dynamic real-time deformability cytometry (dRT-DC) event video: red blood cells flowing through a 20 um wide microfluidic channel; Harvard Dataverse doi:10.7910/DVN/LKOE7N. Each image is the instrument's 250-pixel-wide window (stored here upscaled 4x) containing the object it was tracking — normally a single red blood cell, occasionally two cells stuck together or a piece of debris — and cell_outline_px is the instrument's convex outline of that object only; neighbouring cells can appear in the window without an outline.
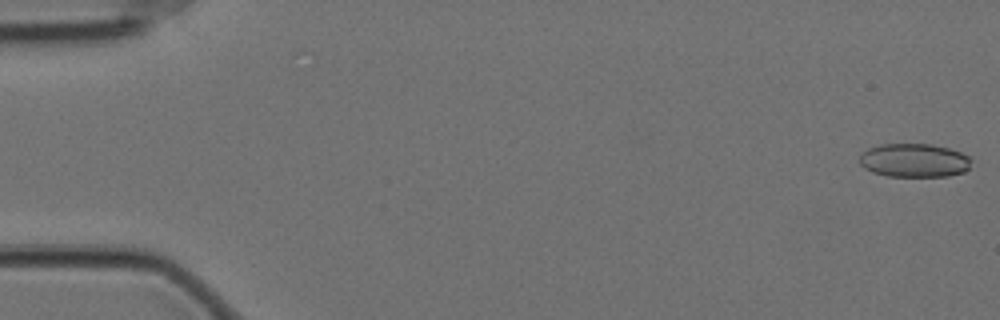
{"species": "Egyptian fruit bat (a non-hibernating species)", "species_latin": "Rousettus aegyptiacus", "temperature_condition": "cold", "stored_images_in_passage": 58, "camera_frame_rate_fps": 3000, "um_per_image_px": 0.085, "animal": {"sex": "female"}, "frame": {"image": 1, "passage_image": 1, "time_ms": 0.0, "image_size_px": [1000, 320], "cell_outline_px": [[972, 160], [968, 168], [964, 172], [948, 176], [888, 176], [872, 172], [864, 168], [860, 164], [860, 156], [868, 148], [880, 144], [932, 144], [948, 148], [960, 152], [968, 156]], "centroid_in_image_um": [77.7, 13.63], "position_along_channel_um": 7.3, "area_um2": 21.91}}
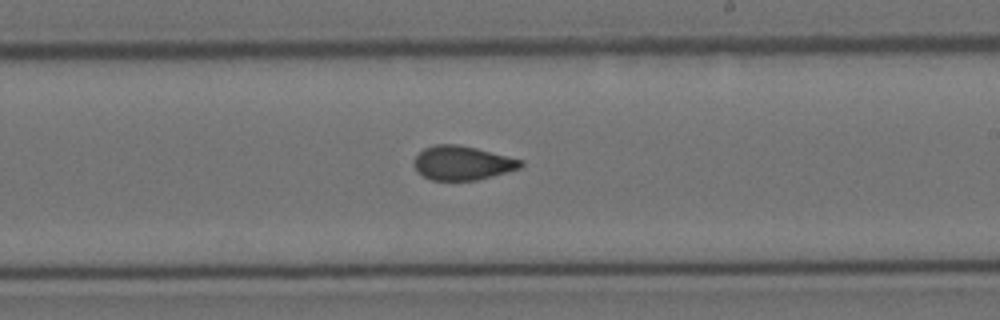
{"frame": {"image": 2, "passage_image": 34, "time_ms": 11.0, "image_size_px": [1000, 320], "cell_outline_px": [[524, 164], [520, 168], [492, 176], [476, 180], [432, 180], [424, 176], [412, 164], [412, 160], [424, 148], [436, 144], [456, 144], [476, 148], [524, 160]], "centroid_in_image_um": [39.3, 13.84], "position_along_channel_um": 249.7, "area_um2": 21.1}}
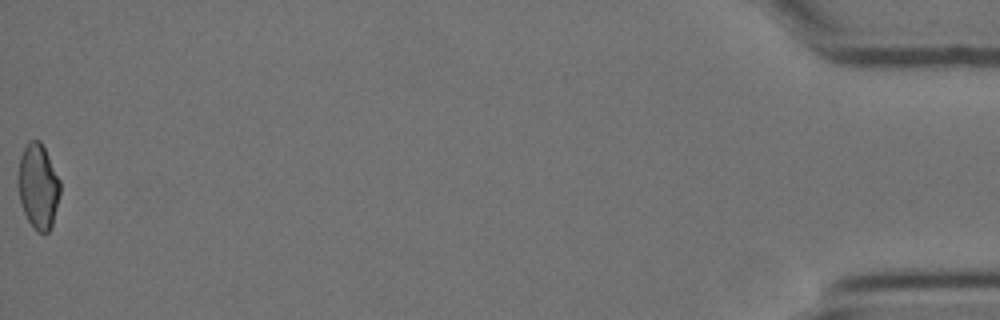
{"frame": {"image": 3, "passage_image": 58, "time_ms": 19.0, "image_size_px": [1000, 320], "cell_outline_px": [[60, 192], [52, 224], [48, 232], [36, 232], [28, 220], [24, 212], [20, 200], [20, 156], [28, 140], [40, 140], [60, 180]], "centroid_in_image_um": [3.27, 15.84], "position_along_channel_um": 431.9, "area_um2": 20.17}, "authors_computed_cell_mechanics": {"area_um2": 21.675, "velocity_mm_per_s": 3.5072, "shape_relaxation_time_tau1_ms": null, "shape_relaxation_time_tau2_ms": 1.3758, "deformation_change_tau1": null, "deformation_change_tau2": 0.0762}}